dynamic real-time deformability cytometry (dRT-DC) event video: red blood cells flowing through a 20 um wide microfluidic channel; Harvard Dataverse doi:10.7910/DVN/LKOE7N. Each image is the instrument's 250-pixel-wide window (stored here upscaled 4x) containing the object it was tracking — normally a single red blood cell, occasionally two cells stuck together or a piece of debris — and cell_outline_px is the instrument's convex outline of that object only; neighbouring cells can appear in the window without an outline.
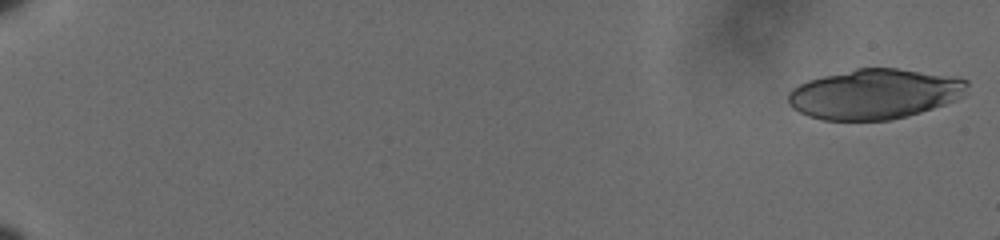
{"species": "human", "species_latin": "Homo sapiens", "temperature_condition": "cold", "stored_images_in_passage": 13, "camera_frame_rate_fps": 3000, "um_per_image_px": 0.085, "donor": {"sex": "male"}, "frame": {"image": 1, "passage_image": 1, "time_ms": 0.0, "image_size_px": [1000, 240], "cell_outline_px": [[968, 92], [956, 100], [908, 116], [888, 120], [824, 120], [808, 116], [792, 108], [788, 104], [788, 92], [792, 88], [808, 80], [856, 68], [896, 68], [956, 76], [968, 80]], "centroid_in_image_um": [74.36, 7.99], "position_along_channel_um": 10.6, "area_um2": 52.37}}
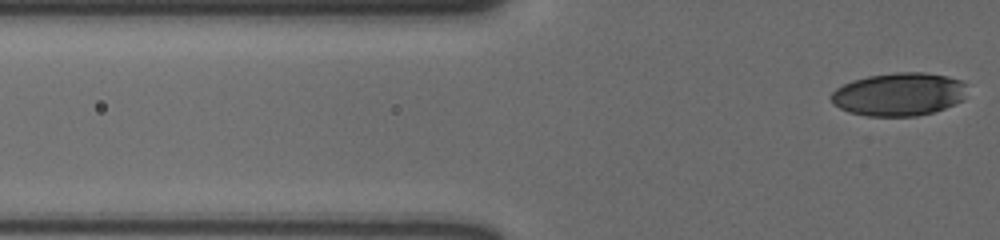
{"frame": {"image": 2, "passage_image": 13, "time_ms": 4.0, "image_size_px": [1000, 240], "cell_outline_px": [[964, 100], [944, 108], [932, 112], [916, 116], [868, 116], [848, 112], [832, 104], [832, 92], [836, 88], [852, 80], [868, 76], [896, 72], [924, 72], [948, 76], [960, 80], [964, 84]], "centroid_in_image_um": [76.39, 8.01], "position_along_channel_um": 49.4, "area_um2": 34.1}}